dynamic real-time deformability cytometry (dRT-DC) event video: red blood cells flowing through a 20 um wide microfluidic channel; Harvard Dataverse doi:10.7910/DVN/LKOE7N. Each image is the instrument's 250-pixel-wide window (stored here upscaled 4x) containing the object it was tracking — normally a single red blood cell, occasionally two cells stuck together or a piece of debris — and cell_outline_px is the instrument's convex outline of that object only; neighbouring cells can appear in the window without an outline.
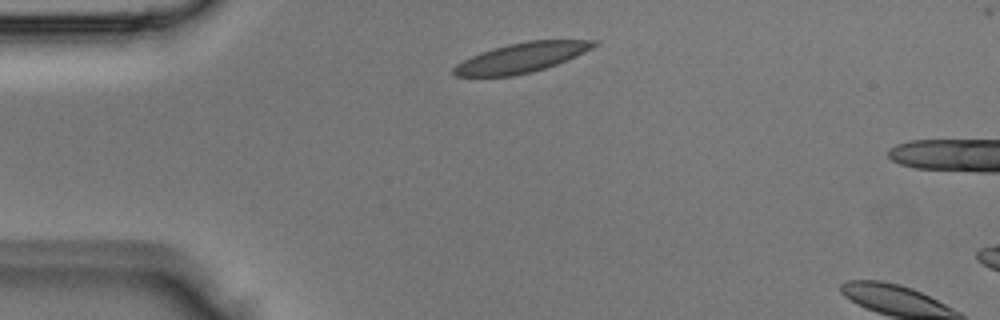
{"species": "Egyptian fruit bat (a non-hibernating species)", "species_latin": "Rousettus aegyptiacus", "temperature_condition": "room temperature", "stored_images_in_passage": 2, "camera_frame_rate_fps": 3000, "um_per_image_px": 0.085, "animal": {"sex": "male"}, "frame": {"image": 1, "passage_image": 1, "time_ms": 0.0, "image_size_px": [1000, 320], "cell_outline_px": [[600, 44], [568, 60], [532, 72], [512, 76], [456, 76], [452, 72], [452, 68], [456, 64], [480, 52], [492, 48], [508, 44], [528, 40], [600, 40]], "centroid_in_image_um": [44.35, 4.89], "position_along_channel_um": 40.6, "area_um2": 24.28}}